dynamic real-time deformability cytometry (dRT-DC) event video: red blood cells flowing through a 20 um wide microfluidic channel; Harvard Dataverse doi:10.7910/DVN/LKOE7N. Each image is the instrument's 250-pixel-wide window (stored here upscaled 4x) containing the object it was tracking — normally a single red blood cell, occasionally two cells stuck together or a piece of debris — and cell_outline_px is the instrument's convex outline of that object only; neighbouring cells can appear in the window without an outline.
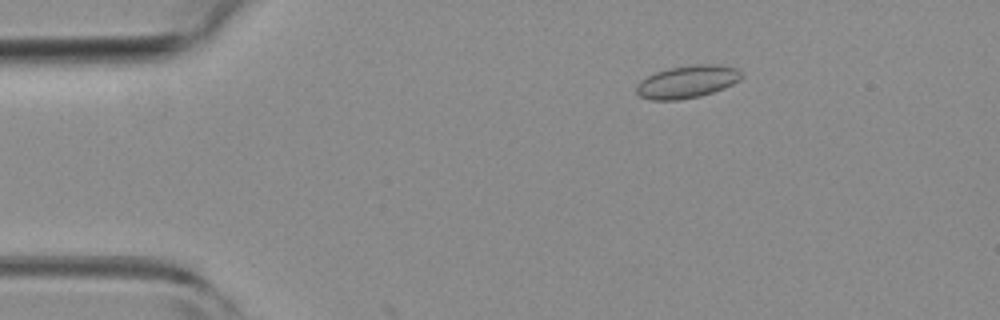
{"species": "common noctule bat (a hibernating species)", "species_latin": "Nyctalus noctula", "temperature_condition": "room temperature", "stored_images_in_passage": 4, "camera_frame_rate_fps": 3000, "um_per_image_px": 0.085, "animal": {"sex": "female", "body_mass_g": 19.3, "forearm_length_mm": 54.1}, "frame": {"image": 1, "passage_image": 1, "time_ms": 0.0, "image_size_px": [1000, 320], "cell_outline_px": [[744, 76], [740, 80], [724, 88], [700, 96], [680, 100], [652, 100], [640, 96], [636, 92], [636, 84], [640, 80], [656, 72], [668, 68], [696, 64], [712, 64], [736, 68]], "centroid_in_image_um": [58.4, 6.95], "position_along_channel_um": 26.6, "area_um2": 19.94}}